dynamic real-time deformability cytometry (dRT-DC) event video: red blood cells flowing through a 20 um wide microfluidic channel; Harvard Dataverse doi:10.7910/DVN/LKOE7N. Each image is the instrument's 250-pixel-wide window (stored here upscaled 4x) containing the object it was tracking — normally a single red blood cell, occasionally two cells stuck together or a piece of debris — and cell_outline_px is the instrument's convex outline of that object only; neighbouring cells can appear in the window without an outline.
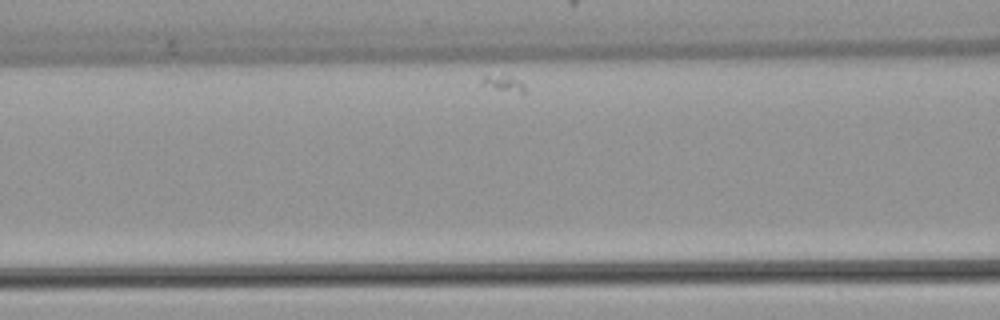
{"species": "common noctule bat (a hibernating species)", "species_latin": "Nyctalus noctula", "temperature_condition": "warm", "stored_images_in_passage": 22, "camera_frame_rate_fps": 3000, "um_per_image_px": 0.085, "animal": {"sex": "female", "body_mass_g": 22.7, "forearm_length_mm": 54.2}, "frame": {"image": 1, "passage_image": 4, "time_ms": 1.0, "image_size_px": [1000, 320], "cell_outline_px": [[564, 60], [524, 92], [520, 92], [316, 60], [460, 56], [564, 56]], "centroid_in_image_um": [39.8, 5.86], "position_along_channel_um": 126.8, "area_um2": 34.22}}
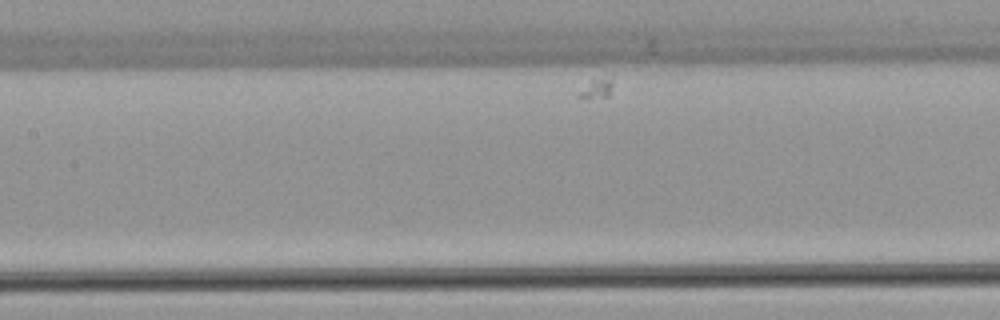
{"frame": {"image": 2, "passage_image": 8, "time_ms": 2.333, "image_size_px": [1000, 320], "cell_outline_px": [[612, 84], [608, 96], [576, 96], [436, 64], [580, 60], [600, 64], [612, 72]], "centroid_in_image_um": [46.67, 6.4], "position_along_channel_um": 160.7, "area_um2": 26.36}}